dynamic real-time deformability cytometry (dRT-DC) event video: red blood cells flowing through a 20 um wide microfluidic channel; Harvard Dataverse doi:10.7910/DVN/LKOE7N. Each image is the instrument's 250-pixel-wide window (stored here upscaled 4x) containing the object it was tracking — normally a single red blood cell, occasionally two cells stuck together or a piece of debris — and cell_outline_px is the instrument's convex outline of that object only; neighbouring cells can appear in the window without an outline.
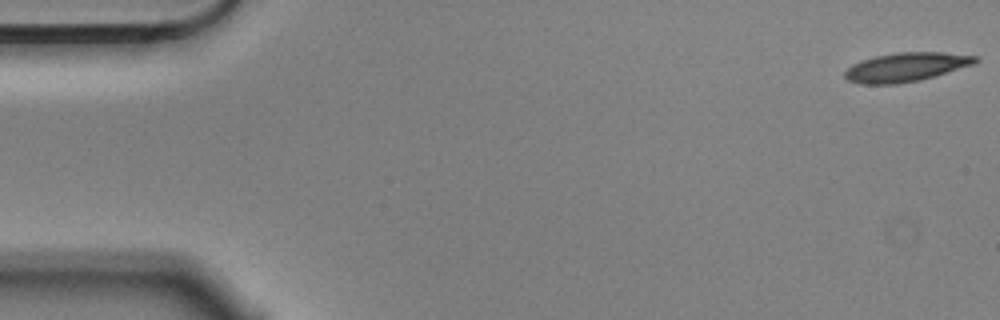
{"species": "Egyptian fruit bat (a non-hibernating species)", "species_latin": "Rousettus aegyptiacus", "temperature_condition": "cold", "stored_images_in_passage": 5, "camera_frame_rate_fps": 3000, "um_per_image_px": 0.085, "animal": {"sex": "male"}, "frame": {"image": 1, "passage_image": 1, "time_ms": 0.0, "image_size_px": [1000, 320], "cell_outline_px": [[980, 60], [972, 64], [920, 80], [896, 84], [860, 84], [848, 80], [844, 76], [844, 72], [852, 64], [876, 56], [900, 52], [944, 52], [976, 56]], "centroid_in_image_um": [76.98, 5.7], "position_along_channel_um": 8.0, "area_um2": 21.68}}